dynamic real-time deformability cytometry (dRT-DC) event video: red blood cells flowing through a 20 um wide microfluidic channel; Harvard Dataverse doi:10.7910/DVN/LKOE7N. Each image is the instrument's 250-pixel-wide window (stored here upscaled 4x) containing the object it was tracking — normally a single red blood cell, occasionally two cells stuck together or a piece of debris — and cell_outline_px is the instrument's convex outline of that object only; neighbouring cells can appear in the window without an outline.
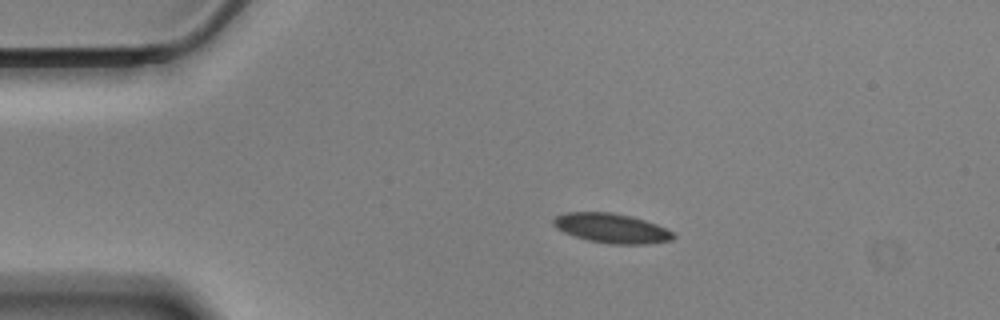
{"species": "Egyptian fruit bat (a non-hibernating species)", "species_latin": "Rousettus aegyptiacus", "temperature_condition": "cold", "stored_images_in_passage": 48, "camera_frame_rate_fps": 3000, "um_per_image_px": 0.085, "animal": {"sex": "male"}, "frame": {"image": 1, "passage_image": 1, "time_ms": 0.0, "image_size_px": [1000, 320], "cell_outline_px": [[676, 236], [672, 240], [648, 244], [612, 244], [588, 240], [564, 232], [556, 228], [552, 224], [552, 220], [556, 216], [564, 212], [612, 212], [632, 216], [656, 224], [672, 232]], "centroid_in_image_um": [51.97, 19.39], "position_along_channel_um": 33.0, "area_um2": 20.63}}
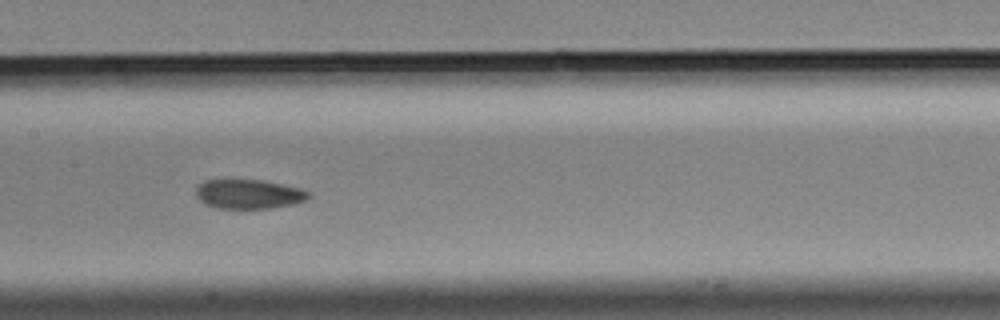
{"frame": {"image": 2, "passage_image": 18, "time_ms": 5.667, "image_size_px": [1000, 320], "cell_outline_px": [[312, 196], [308, 200], [292, 204], [272, 208], [216, 208], [200, 200], [196, 196], [196, 188], [204, 180], [260, 180], [300, 188], [308, 192]], "centroid_in_image_um": [21.16, 16.5], "position_along_channel_um": 186.2, "area_um2": 19.07}}
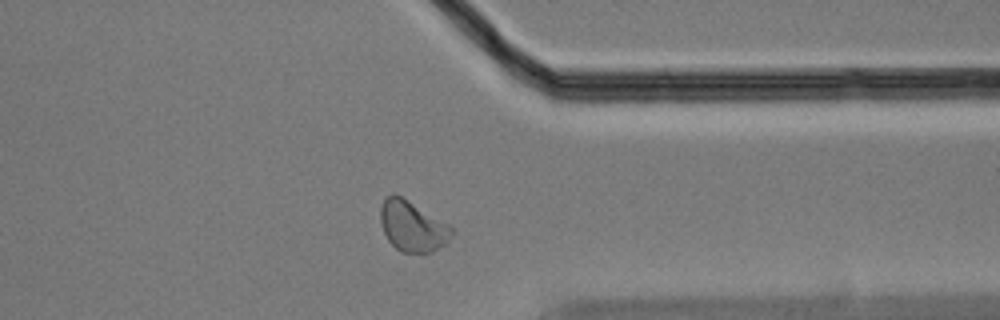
{"frame": {"image": 3, "passage_image": 35, "time_ms": 11.333, "image_size_px": [1000, 320], "cell_outline_px": [[456, 228], [448, 240], [444, 244], [432, 252], [400, 252], [388, 240], [384, 232], [380, 220], [380, 208], [384, 200], [392, 192], [396, 192]], "centroid_in_image_um": [35.06, 19.19], "position_along_channel_um": 376.3, "area_um2": 21.15}, "authors_computed_cell_mechanics": {"area_um2": 20.6635, "velocity_mm_per_s": 3.4374, "shape_relaxation_time_tau1_ms": 4.9124, "shape_relaxation_time_tau2_ms": 2.4382, "deformation_change_tau1": 0.089, "deformation_change_tau2": 0.0485}}